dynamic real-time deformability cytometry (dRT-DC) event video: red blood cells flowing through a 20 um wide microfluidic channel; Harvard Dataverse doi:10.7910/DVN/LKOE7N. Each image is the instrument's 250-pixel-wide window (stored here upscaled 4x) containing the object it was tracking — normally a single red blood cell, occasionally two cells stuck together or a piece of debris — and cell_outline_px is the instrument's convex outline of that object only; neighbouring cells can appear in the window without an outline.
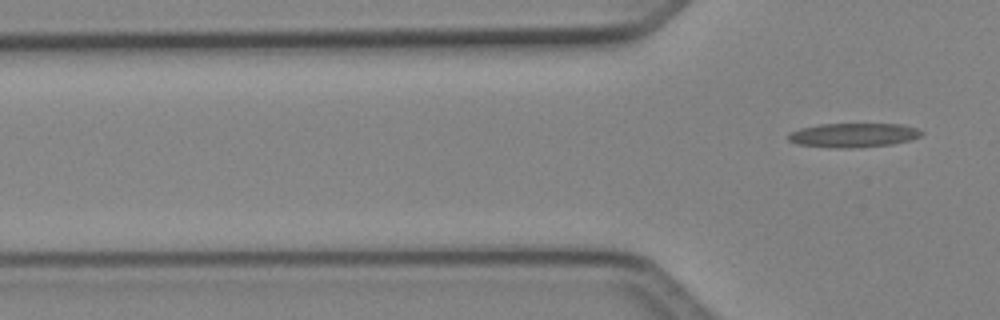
{"species": "Egyptian fruit bat (a non-hibernating species)", "species_latin": "Rousettus aegyptiacus", "temperature_condition": "cold", "stored_images_in_passage": 6, "segment_of_instrument_passage": [2, 2], "camera_frame_rate_fps": 3000, "um_per_image_px": 0.085, "animal": {"sex": "female"}, "frame": {"image": 1, "passage_image": 6, "time_ms": 1.667, "image_size_px": [1000, 320], "cell_outline_px": [[924, 132], [920, 136], [912, 140], [892, 144], [856, 148], [836, 148], [796, 144], [788, 140], [788, 132], [800, 128], [820, 124], [900, 124], [916, 128]], "centroid_in_image_um": [72.52, 11.49], "position_along_channel_um": 53.3, "area_um2": 18.9}}